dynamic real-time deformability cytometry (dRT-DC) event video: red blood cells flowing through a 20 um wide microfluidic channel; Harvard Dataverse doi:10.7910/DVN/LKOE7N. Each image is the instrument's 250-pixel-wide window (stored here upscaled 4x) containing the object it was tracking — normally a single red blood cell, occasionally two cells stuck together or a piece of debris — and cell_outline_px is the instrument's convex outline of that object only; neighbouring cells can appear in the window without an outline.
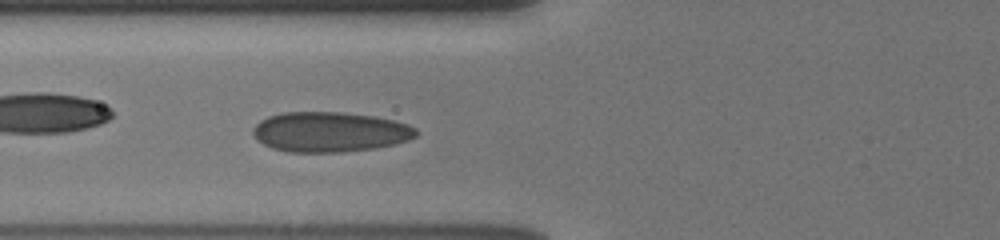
{"species": "human", "species_latin": "Homo sapiens", "temperature_condition": "cold", "stored_images_in_passage": 52, "camera_frame_rate_fps": 3000, "um_per_image_px": 0.085, "donor": {"sex": "male"}, "frame": {"image": 1, "passage_image": 20, "time_ms": 6.333, "image_size_px": [1000, 240], "cell_outline_px": [[420, 132], [416, 136], [408, 140], [376, 148], [340, 152], [288, 152], [272, 148], [264, 144], [252, 132], [252, 128], [260, 120], [268, 116], [280, 112], [344, 112], [376, 116], [408, 124], [416, 128]], "centroid_in_image_um": [28.05, 11.2], "position_along_channel_um": 97.7, "area_um2": 38.21}}
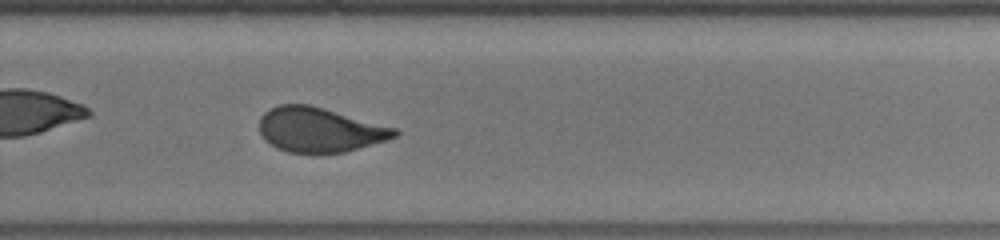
{"frame": {"image": 2, "passage_image": 36, "time_ms": 11.667, "image_size_px": [1000, 240], "cell_outline_px": [[400, 132], [396, 136], [388, 140], [344, 152], [288, 152], [276, 148], [264, 140], [260, 132], [260, 116], [268, 108], [280, 104], [308, 104], [324, 108], [396, 128]], "centroid_in_image_um": [27.14, 11.02], "position_along_channel_um": 302.7, "area_um2": 35.08}}
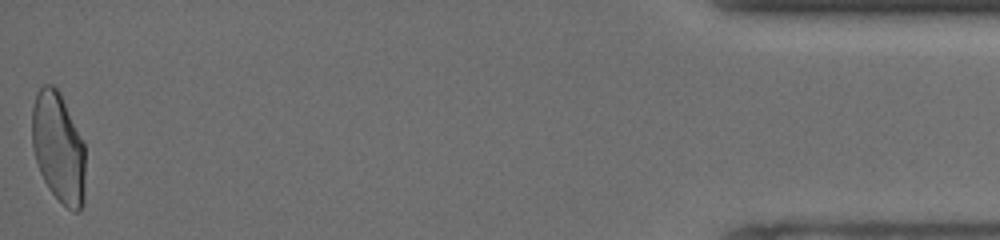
{"frame": {"image": 3, "passage_image": 52, "time_ms": 17.0, "image_size_px": [1000, 240], "cell_outline_px": [[84, 204], [76, 212], [72, 212], [48, 188], [40, 172], [36, 160], [32, 144], [32, 108], [36, 92], [44, 84], [52, 84], [60, 92], [84, 144]], "centroid_in_image_um": [4.95, 12.53], "position_along_channel_um": 430.2, "area_um2": 34.04}, "authors_computed_cell_mechanics": {"area_um2": 36.2984, "velocity_mm_per_s": 3.8486, "shape_relaxation_time_tau1_ms": 10.7156, "shape_relaxation_time_tau2_ms": 0.6984, "deformation_change_tau1": 0.2072, "deformation_change_tau2": 0.068}}